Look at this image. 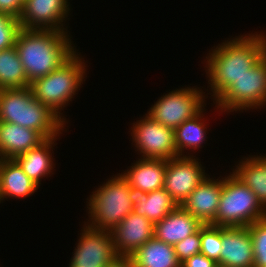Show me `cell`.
<instances>
[{"label": "cell", "instance_id": "obj_6", "mask_svg": "<svg viewBox=\"0 0 266 267\" xmlns=\"http://www.w3.org/2000/svg\"><path fill=\"white\" fill-rule=\"evenodd\" d=\"M266 218V209L256 195L233 173L222 178V193L211 225L220 227H248Z\"/></svg>", "mask_w": 266, "mask_h": 267}, {"label": "cell", "instance_id": "obj_12", "mask_svg": "<svg viewBox=\"0 0 266 267\" xmlns=\"http://www.w3.org/2000/svg\"><path fill=\"white\" fill-rule=\"evenodd\" d=\"M69 11L68 0H24L18 20L23 29L65 31Z\"/></svg>", "mask_w": 266, "mask_h": 267}, {"label": "cell", "instance_id": "obj_14", "mask_svg": "<svg viewBox=\"0 0 266 267\" xmlns=\"http://www.w3.org/2000/svg\"><path fill=\"white\" fill-rule=\"evenodd\" d=\"M218 267H253L254 251L248 227H222Z\"/></svg>", "mask_w": 266, "mask_h": 267}, {"label": "cell", "instance_id": "obj_7", "mask_svg": "<svg viewBox=\"0 0 266 267\" xmlns=\"http://www.w3.org/2000/svg\"><path fill=\"white\" fill-rule=\"evenodd\" d=\"M222 111H240L266 105V54L246 74L233 83L215 100Z\"/></svg>", "mask_w": 266, "mask_h": 267}, {"label": "cell", "instance_id": "obj_4", "mask_svg": "<svg viewBox=\"0 0 266 267\" xmlns=\"http://www.w3.org/2000/svg\"><path fill=\"white\" fill-rule=\"evenodd\" d=\"M88 199L87 225L98 230L111 231L131 212L135 203V192L122 173L99 186Z\"/></svg>", "mask_w": 266, "mask_h": 267}, {"label": "cell", "instance_id": "obj_5", "mask_svg": "<svg viewBox=\"0 0 266 267\" xmlns=\"http://www.w3.org/2000/svg\"><path fill=\"white\" fill-rule=\"evenodd\" d=\"M78 55L75 52L60 67L30 83L34 98L48 106L64 122L60 110L72 100L85 78L86 65Z\"/></svg>", "mask_w": 266, "mask_h": 267}, {"label": "cell", "instance_id": "obj_16", "mask_svg": "<svg viewBox=\"0 0 266 267\" xmlns=\"http://www.w3.org/2000/svg\"><path fill=\"white\" fill-rule=\"evenodd\" d=\"M45 140L33 129L0 121V159H15Z\"/></svg>", "mask_w": 266, "mask_h": 267}, {"label": "cell", "instance_id": "obj_1", "mask_svg": "<svg viewBox=\"0 0 266 267\" xmlns=\"http://www.w3.org/2000/svg\"><path fill=\"white\" fill-rule=\"evenodd\" d=\"M211 50L212 53L206 57V74L215 101L234 80L246 74L266 54V35H242Z\"/></svg>", "mask_w": 266, "mask_h": 267}, {"label": "cell", "instance_id": "obj_8", "mask_svg": "<svg viewBox=\"0 0 266 267\" xmlns=\"http://www.w3.org/2000/svg\"><path fill=\"white\" fill-rule=\"evenodd\" d=\"M198 88L187 87L173 90L163 95L147 114L156 122L176 129L187 119L196 116L205 103L203 91ZM203 107V108H202Z\"/></svg>", "mask_w": 266, "mask_h": 267}, {"label": "cell", "instance_id": "obj_20", "mask_svg": "<svg viewBox=\"0 0 266 267\" xmlns=\"http://www.w3.org/2000/svg\"><path fill=\"white\" fill-rule=\"evenodd\" d=\"M56 137L46 139L39 146L31 148L17 156L14 160L23 169V172L36 184L40 185L41 178L50 175L53 169L52 146L55 145Z\"/></svg>", "mask_w": 266, "mask_h": 267}, {"label": "cell", "instance_id": "obj_31", "mask_svg": "<svg viewBox=\"0 0 266 267\" xmlns=\"http://www.w3.org/2000/svg\"><path fill=\"white\" fill-rule=\"evenodd\" d=\"M181 267H218V264L202 253H199L184 261Z\"/></svg>", "mask_w": 266, "mask_h": 267}, {"label": "cell", "instance_id": "obj_30", "mask_svg": "<svg viewBox=\"0 0 266 267\" xmlns=\"http://www.w3.org/2000/svg\"><path fill=\"white\" fill-rule=\"evenodd\" d=\"M24 0H0V13L19 18L23 9Z\"/></svg>", "mask_w": 266, "mask_h": 267}, {"label": "cell", "instance_id": "obj_19", "mask_svg": "<svg viewBox=\"0 0 266 267\" xmlns=\"http://www.w3.org/2000/svg\"><path fill=\"white\" fill-rule=\"evenodd\" d=\"M38 188L14 159H0V203L7 197L26 198Z\"/></svg>", "mask_w": 266, "mask_h": 267}, {"label": "cell", "instance_id": "obj_2", "mask_svg": "<svg viewBox=\"0 0 266 267\" xmlns=\"http://www.w3.org/2000/svg\"><path fill=\"white\" fill-rule=\"evenodd\" d=\"M69 37L67 31L20 29L15 47L29 83L48 75L76 52Z\"/></svg>", "mask_w": 266, "mask_h": 267}, {"label": "cell", "instance_id": "obj_11", "mask_svg": "<svg viewBox=\"0 0 266 267\" xmlns=\"http://www.w3.org/2000/svg\"><path fill=\"white\" fill-rule=\"evenodd\" d=\"M194 157L185 155L167 160L163 188L179 206L207 177L202 165Z\"/></svg>", "mask_w": 266, "mask_h": 267}, {"label": "cell", "instance_id": "obj_15", "mask_svg": "<svg viewBox=\"0 0 266 267\" xmlns=\"http://www.w3.org/2000/svg\"><path fill=\"white\" fill-rule=\"evenodd\" d=\"M221 193L222 180L206 177L180 206L203 225L212 224L216 218Z\"/></svg>", "mask_w": 266, "mask_h": 267}, {"label": "cell", "instance_id": "obj_18", "mask_svg": "<svg viewBox=\"0 0 266 267\" xmlns=\"http://www.w3.org/2000/svg\"><path fill=\"white\" fill-rule=\"evenodd\" d=\"M166 168V159H143L141 157L122 175L134 192H152L163 188Z\"/></svg>", "mask_w": 266, "mask_h": 267}, {"label": "cell", "instance_id": "obj_32", "mask_svg": "<svg viewBox=\"0 0 266 267\" xmlns=\"http://www.w3.org/2000/svg\"><path fill=\"white\" fill-rule=\"evenodd\" d=\"M107 267H134L131 257L118 256Z\"/></svg>", "mask_w": 266, "mask_h": 267}, {"label": "cell", "instance_id": "obj_28", "mask_svg": "<svg viewBox=\"0 0 266 267\" xmlns=\"http://www.w3.org/2000/svg\"><path fill=\"white\" fill-rule=\"evenodd\" d=\"M19 20L9 14L0 13V51L15 46L18 32L20 31Z\"/></svg>", "mask_w": 266, "mask_h": 267}, {"label": "cell", "instance_id": "obj_26", "mask_svg": "<svg viewBox=\"0 0 266 267\" xmlns=\"http://www.w3.org/2000/svg\"><path fill=\"white\" fill-rule=\"evenodd\" d=\"M222 251V227L205 224L201 227V251L203 255L216 263Z\"/></svg>", "mask_w": 266, "mask_h": 267}, {"label": "cell", "instance_id": "obj_21", "mask_svg": "<svg viewBox=\"0 0 266 267\" xmlns=\"http://www.w3.org/2000/svg\"><path fill=\"white\" fill-rule=\"evenodd\" d=\"M178 206L164 188L152 192H135L133 213L144 216L155 224Z\"/></svg>", "mask_w": 266, "mask_h": 267}, {"label": "cell", "instance_id": "obj_23", "mask_svg": "<svg viewBox=\"0 0 266 267\" xmlns=\"http://www.w3.org/2000/svg\"><path fill=\"white\" fill-rule=\"evenodd\" d=\"M247 185L266 209V155L248 157L232 172Z\"/></svg>", "mask_w": 266, "mask_h": 267}, {"label": "cell", "instance_id": "obj_25", "mask_svg": "<svg viewBox=\"0 0 266 267\" xmlns=\"http://www.w3.org/2000/svg\"><path fill=\"white\" fill-rule=\"evenodd\" d=\"M202 113L203 109L175 129V147L178 156H184L182 152L185 149L197 150L202 147L201 144L205 140L207 132Z\"/></svg>", "mask_w": 266, "mask_h": 267}, {"label": "cell", "instance_id": "obj_29", "mask_svg": "<svg viewBox=\"0 0 266 267\" xmlns=\"http://www.w3.org/2000/svg\"><path fill=\"white\" fill-rule=\"evenodd\" d=\"M174 250L181 264L193 255L199 254L201 251V228L197 232L176 243L174 245Z\"/></svg>", "mask_w": 266, "mask_h": 267}, {"label": "cell", "instance_id": "obj_24", "mask_svg": "<svg viewBox=\"0 0 266 267\" xmlns=\"http://www.w3.org/2000/svg\"><path fill=\"white\" fill-rule=\"evenodd\" d=\"M30 87L15 46L0 51V90Z\"/></svg>", "mask_w": 266, "mask_h": 267}, {"label": "cell", "instance_id": "obj_22", "mask_svg": "<svg viewBox=\"0 0 266 267\" xmlns=\"http://www.w3.org/2000/svg\"><path fill=\"white\" fill-rule=\"evenodd\" d=\"M134 267H181L174 246L155 237L130 256Z\"/></svg>", "mask_w": 266, "mask_h": 267}, {"label": "cell", "instance_id": "obj_10", "mask_svg": "<svg viewBox=\"0 0 266 267\" xmlns=\"http://www.w3.org/2000/svg\"><path fill=\"white\" fill-rule=\"evenodd\" d=\"M80 235L69 267H107L118 257L110 231L85 224Z\"/></svg>", "mask_w": 266, "mask_h": 267}, {"label": "cell", "instance_id": "obj_13", "mask_svg": "<svg viewBox=\"0 0 266 267\" xmlns=\"http://www.w3.org/2000/svg\"><path fill=\"white\" fill-rule=\"evenodd\" d=\"M110 232L118 256L130 257L154 237V224L146 217L131 212Z\"/></svg>", "mask_w": 266, "mask_h": 267}, {"label": "cell", "instance_id": "obj_17", "mask_svg": "<svg viewBox=\"0 0 266 267\" xmlns=\"http://www.w3.org/2000/svg\"><path fill=\"white\" fill-rule=\"evenodd\" d=\"M202 226L203 224L198 219L178 206L161 221L154 224V237L174 246L197 232Z\"/></svg>", "mask_w": 266, "mask_h": 267}, {"label": "cell", "instance_id": "obj_3", "mask_svg": "<svg viewBox=\"0 0 266 267\" xmlns=\"http://www.w3.org/2000/svg\"><path fill=\"white\" fill-rule=\"evenodd\" d=\"M0 121L39 132L45 139L59 136L66 124L33 96L30 87L0 90Z\"/></svg>", "mask_w": 266, "mask_h": 267}, {"label": "cell", "instance_id": "obj_9", "mask_svg": "<svg viewBox=\"0 0 266 267\" xmlns=\"http://www.w3.org/2000/svg\"><path fill=\"white\" fill-rule=\"evenodd\" d=\"M133 123L131 136L143 159H172L179 157L175 147V129L154 121L148 114Z\"/></svg>", "mask_w": 266, "mask_h": 267}, {"label": "cell", "instance_id": "obj_27", "mask_svg": "<svg viewBox=\"0 0 266 267\" xmlns=\"http://www.w3.org/2000/svg\"><path fill=\"white\" fill-rule=\"evenodd\" d=\"M254 251L253 267H266V218L248 226Z\"/></svg>", "mask_w": 266, "mask_h": 267}]
</instances>
